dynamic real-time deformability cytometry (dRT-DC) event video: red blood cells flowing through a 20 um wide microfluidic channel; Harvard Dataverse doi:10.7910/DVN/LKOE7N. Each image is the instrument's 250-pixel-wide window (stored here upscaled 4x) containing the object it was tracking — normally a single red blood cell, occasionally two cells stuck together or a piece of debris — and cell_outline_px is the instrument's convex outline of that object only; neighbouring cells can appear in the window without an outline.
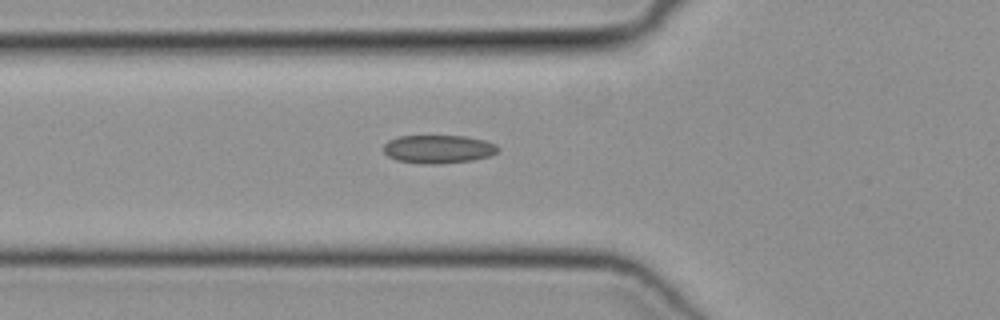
{"species": "common noctule bat (a hibernating species)", "species_latin": "Nyctalus noctula", "temperature_condition": "cold", "stored_images_in_passage": 33, "camera_frame_rate_fps": 3000, "um_per_image_px": 0.085, "animal": {"sex": "female", "body_mass_g": 19.3, "forearm_length_mm": 54.1}, "frame": {"image": 1, "passage_image": 9, "time_ms": 2.667, "image_size_px": [1000, 320], "cell_outline_px": [[500, 148], [496, 152], [488, 156], [472, 160], [440, 164], [424, 164], [396, 160], [388, 156], [384, 152], [384, 144], [388, 140], [400, 136], [464, 136], [484, 140], [496, 144]], "centroid_in_image_um": [37.24, 12.67], "position_along_channel_um": 88.6, "area_um2": 18.84}}
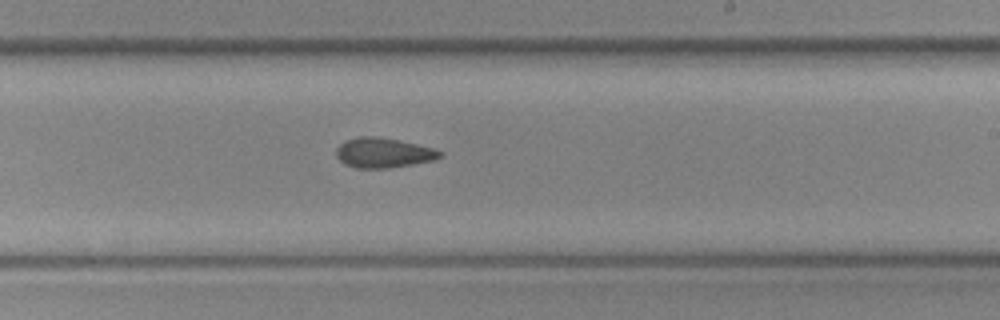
{"frame": {"image": 2, "passage_image": 21, "time_ms": 6.667, "image_size_px": [1000, 320], "cell_outline_px": [[444, 152], [440, 156], [432, 160], [412, 164], [388, 168], [356, 168], [344, 164], [336, 156], [336, 148], [340, 144], [348, 140], [360, 136], [372, 136], [396, 140], [416, 144], [432, 148]], "centroid_in_image_um": [32.55, 13.0], "position_along_channel_um": 256.5, "area_um2": 17.74}}
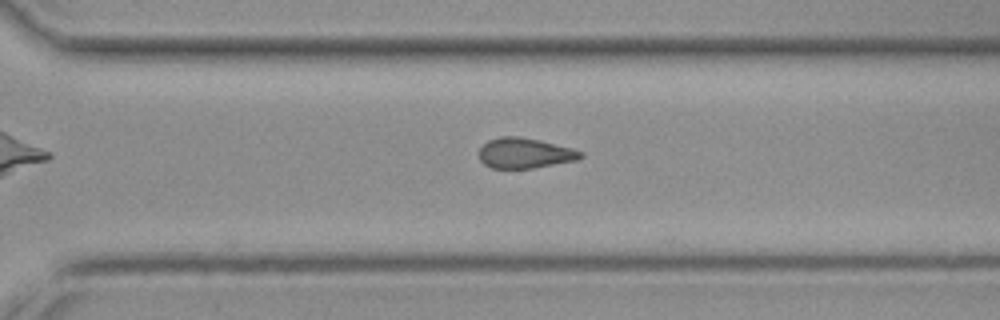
{"frame": {"image": 3, "passage_image": 26, "time_ms": 8.333, "image_size_px": [1000, 320], "cell_outline_px": [[584, 156], [580, 160], [532, 168], [492, 168], [484, 164], [480, 160], [480, 148], [488, 140], [500, 136], [516, 136], [540, 140], [572, 148], [580, 152]], "centroid_in_image_um": [44.62, 13.01], "position_along_channel_um": 326.0, "area_um2": 17.92}}